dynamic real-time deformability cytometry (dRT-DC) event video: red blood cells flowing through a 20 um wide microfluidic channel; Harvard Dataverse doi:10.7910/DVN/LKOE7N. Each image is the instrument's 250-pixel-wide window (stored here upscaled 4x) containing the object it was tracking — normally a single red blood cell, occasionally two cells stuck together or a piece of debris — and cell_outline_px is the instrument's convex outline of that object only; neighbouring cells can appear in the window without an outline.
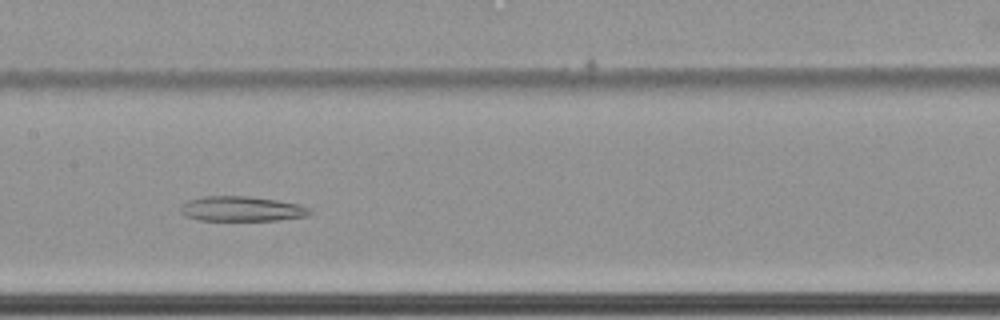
{"species": "common noctule bat (a hibernating species)", "species_latin": "Nyctalus noctula", "temperature_condition": "cold", "stored_images_in_passage": 63, "camera_frame_rate_fps": 3000, "um_per_image_px": 0.085, "animal": {"sex": "female", "body_mass_g": 22.7, "forearm_length_mm": 54.2}, "frame": {"image": 1, "passage_image": 34, "time_ms": 11.0, "image_size_px": [1000, 320], "cell_outline_px": [[312, 212], [308, 216], [276, 220], [200, 220], [184, 216], [180, 212], [180, 204], [188, 200], [204, 196], [248, 196], [276, 200], [300, 204], [308, 208]], "centroid_in_image_um": [20.5, 17.75], "position_along_channel_um": 186.9, "area_um2": 18.84}}
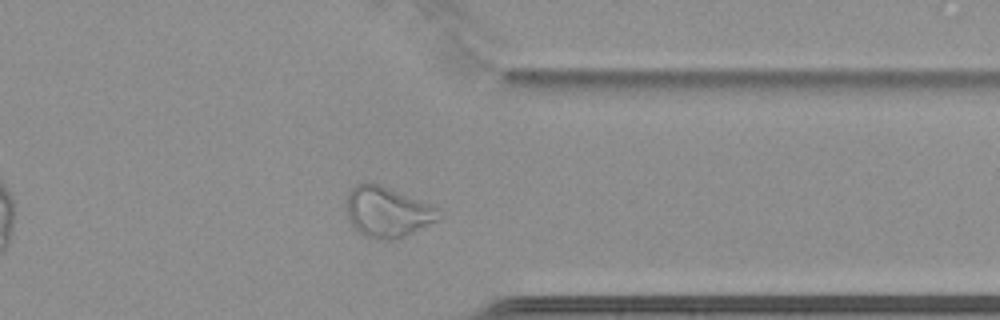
{"frame": {"image": 2, "passage_image": 51, "time_ms": 16.667, "image_size_px": [1000, 320], "cell_outline_px": [[444, 216], [440, 220], [404, 236], [392, 240], [384, 240], [364, 236], [348, 220], [348, 192], [356, 184], [380, 184], [432, 204], [440, 208]], "centroid_in_image_um": [33.01, 18.02], "position_along_channel_um": 378.4, "area_um2": 27.17}}
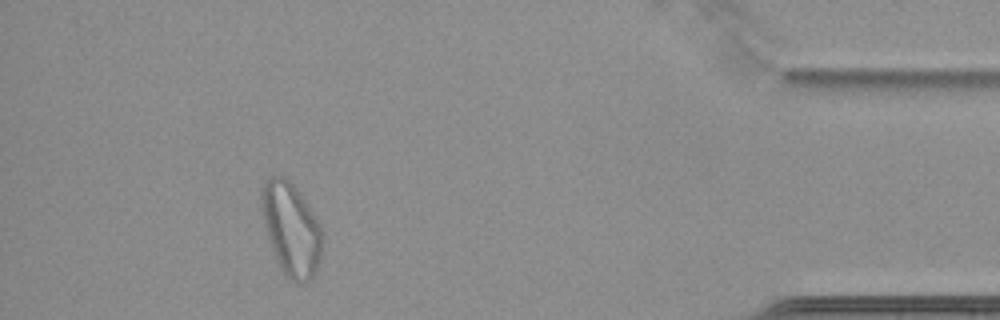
{"frame": {"image": 3, "passage_image": 58, "time_ms": 19.0, "image_size_px": [1000, 320], "cell_outline_px": [[324, 240], [320, 260], [312, 276], [308, 280], [296, 284], [284, 276], [272, 248], [264, 224], [260, 204], [260, 188], [264, 180], [272, 176], [284, 176], [300, 192], [320, 224], [324, 232]], "centroid_in_image_um": [24.75, 19.45], "position_along_channel_um": 410.5, "area_um2": 33.23}, "authors_computed_cell_mechanics": {"area_um2": 29.6514, "velocity_mm_per_s": 3.4153, "shape_relaxation_time_tau1_ms": null, "shape_relaxation_time_tau2_ms": 8.8859, "deformation_change_tau1": null, "deformation_change_tau2": 0.1393}}